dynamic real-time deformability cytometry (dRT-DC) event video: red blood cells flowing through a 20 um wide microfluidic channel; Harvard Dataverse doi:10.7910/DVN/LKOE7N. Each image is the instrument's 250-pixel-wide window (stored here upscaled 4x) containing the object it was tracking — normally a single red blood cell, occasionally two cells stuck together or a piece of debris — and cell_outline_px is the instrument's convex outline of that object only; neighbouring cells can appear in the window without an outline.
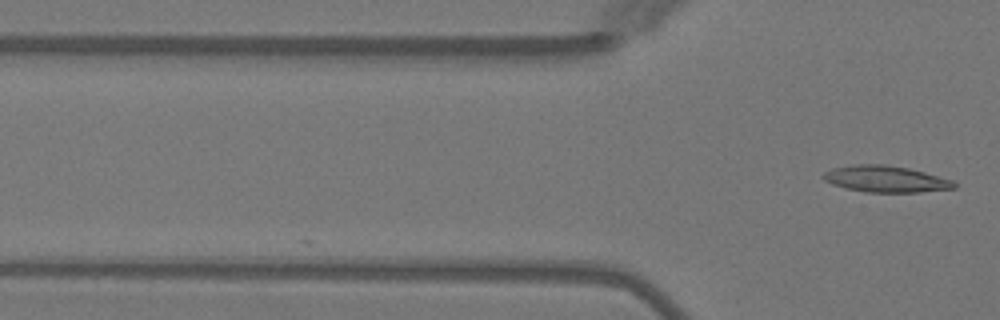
{"species": "Egyptian fruit bat (a non-hibernating species)", "species_latin": "Rousettus aegyptiacus", "temperature_condition": "warm", "stored_images_in_passage": 5, "camera_frame_rate_fps": 3000, "um_per_image_px": 0.085, "animal": {"sex": "female"}, "frame": {"image": 1, "passage_image": 5, "time_ms": 4.667, "image_size_px": [1000, 320], "cell_outline_px": [[956, 188], [920, 192], [864, 192], [832, 184], [824, 180], [824, 172], [832, 168], [856, 164], [884, 164], [908, 168], [924, 172], [952, 180], [956, 184]], "centroid_in_image_um": [75.29, 15.21], "position_along_channel_um": 50.5, "area_um2": 20.0}}